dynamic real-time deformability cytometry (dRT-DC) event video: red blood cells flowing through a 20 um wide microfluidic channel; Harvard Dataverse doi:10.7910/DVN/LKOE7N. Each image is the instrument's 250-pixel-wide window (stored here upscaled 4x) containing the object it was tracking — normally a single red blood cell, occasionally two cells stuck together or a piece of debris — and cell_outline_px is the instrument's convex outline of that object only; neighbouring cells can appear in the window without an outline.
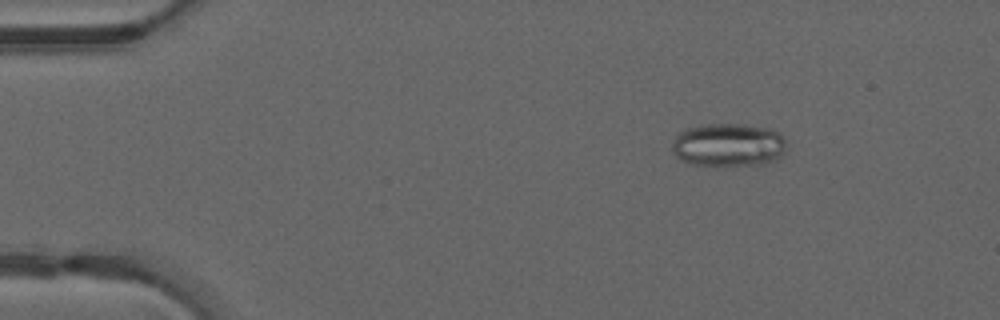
{"species": "common noctule bat (a hibernating species)", "species_latin": "Nyctalus noctula", "temperature_condition": "warm", "stored_images_in_passage": 49, "camera_frame_rate_fps": 3000, "um_per_image_px": 0.085, "animal": {"sex": "male", "forearm_length_mm": 52.5}, "frame": {"image": 1, "passage_image": 7, "time_ms": 2.0, "image_size_px": [1000, 320], "cell_outline_px": [[788, 144], [784, 152], [776, 160], [764, 164], [716, 168], [692, 164], [680, 160], [672, 152], [672, 144], [676, 136], [680, 132], [688, 128], [704, 124], [744, 124], [768, 128], [784, 136]], "centroid_in_image_um": [61.92, 12.36], "position_along_channel_um": 23.1, "area_um2": 29.77}}
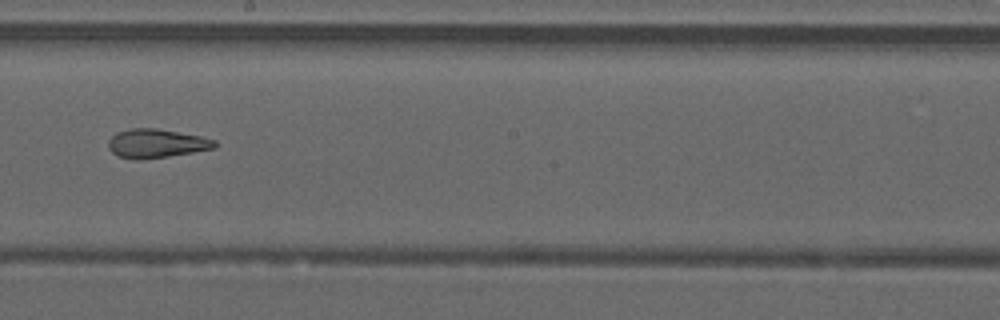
{"frame": {"image": 2, "passage_image": 28, "time_ms": 9.0, "image_size_px": [1000, 320], "cell_outline_px": [[216, 148], [168, 156], [116, 156], [108, 148], [108, 140], [116, 132], [132, 128], [156, 128], [200, 136], [216, 140]], "centroid_in_image_um": [13.32, 12.14], "position_along_channel_um": 234.9, "area_um2": 17.11}}
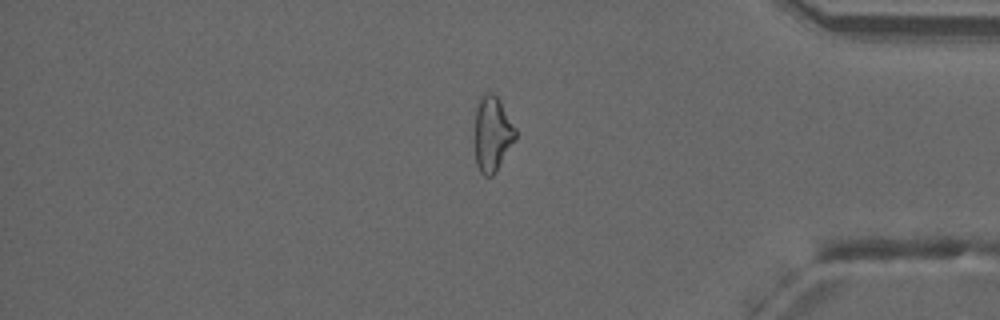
{"frame": {"image": 3, "passage_image": 41, "time_ms": 13.333, "image_size_px": [1000, 320], "cell_outline_px": [[516, 140], [496, 172], [492, 176], [484, 176], [480, 172], [476, 164], [476, 108], [480, 96], [484, 92], [492, 92], [496, 96], [516, 128]], "centroid_in_image_um": [41.86, 11.4], "position_along_channel_um": 393.3, "area_um2": 17.74}, "authors_computed_cell_mechanics": {"area_um2": 20.519, "velocity_mm_per_s": 4.2219, "shape_relaxation_time_tau1_ms": null, "shape_relaxation_time_tau2_ms": 2.185, "deformation_change_tau1": null, "deformation_change_tau2": 0.1174}}